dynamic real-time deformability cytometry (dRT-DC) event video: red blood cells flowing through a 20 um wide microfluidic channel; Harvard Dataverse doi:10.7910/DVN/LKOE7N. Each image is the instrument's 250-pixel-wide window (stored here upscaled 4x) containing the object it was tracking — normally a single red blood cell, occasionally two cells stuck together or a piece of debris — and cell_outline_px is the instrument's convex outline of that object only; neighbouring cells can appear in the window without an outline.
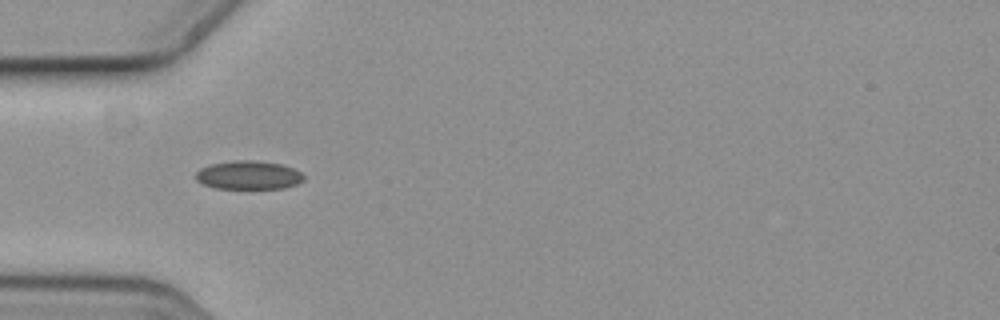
{"species": "common noctule bat (a hibernating species)", "species_latin": "Nyctalus noctula", "temperature_condition": "cold", "stored_images_in_passage": 4, "camera_frame_rate_fps": 3000, "um_per_image_px": 0.085, "animal": {"sex": "female", "body_mass_g": 19.3, "forearm_length_mm": 54.1}, "frame": {"image": 1, "passage_image": 3, "time_ms": 0.667, "image_size_px": [1000, 320], "cell_outline_px": [[304, 180], [296, 184], [284, 188], [216, 188], [204, 184], [196, 180], [196, 172], [200, 168], [212, 164], [232, 160], [256, 160], [284, 164], [300, 172], [304, 176]], "centroid_in_image_um": [21.14, 14.87], "position_along_channel_um": 63.9, "area_um2": 17.98}}
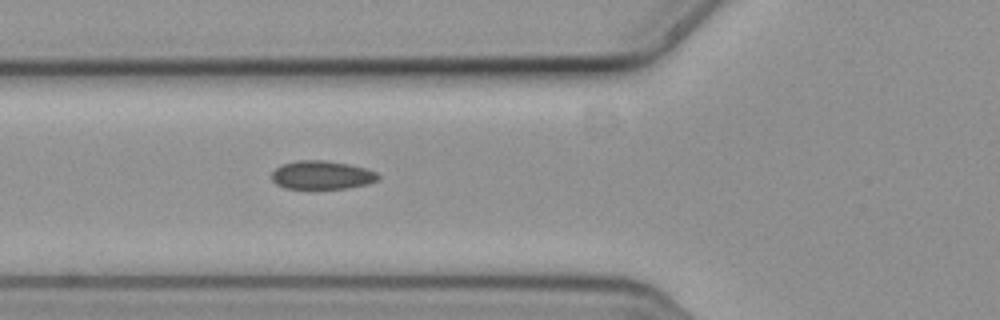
{"frame": {"image": 2, "passage_image": 4, "time_ms": 1.0, "image_size_px": [1000, 320], "cell_outline_px": [[380, 176], [376, 180], [368, 184], [348, 188], [284, 188], [276, 184], [272, 180], [272, 172], [280, 164], [296, 160], [324, 160], [348, 164], [368, 168], [376, 172]], "centroid_in_image_um": [27.35, 14.87], "position_along_channel_um": 98.5, "area_um2": 17.74}}